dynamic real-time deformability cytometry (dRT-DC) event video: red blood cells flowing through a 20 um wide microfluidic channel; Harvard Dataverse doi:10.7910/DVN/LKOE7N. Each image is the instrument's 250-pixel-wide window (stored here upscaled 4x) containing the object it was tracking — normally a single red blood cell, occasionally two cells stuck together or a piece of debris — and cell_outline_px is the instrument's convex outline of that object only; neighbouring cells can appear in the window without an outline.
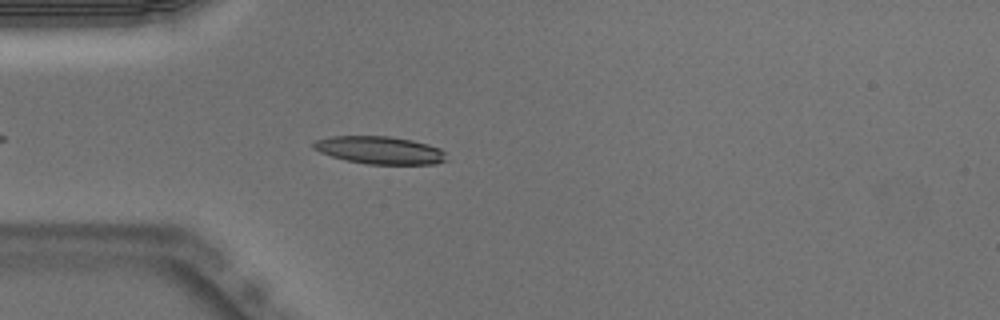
{"species": "Egyptian fruit bat (a non-hibernating species)", "species_latin": "Rousettus aegyptiacus", "temperature_condition": "warm", "stored_images_in_passage": 29, "camera_frame_rate_fps": 3000, "um_per_image_px": 0.085, "animal": {"sex": "male"}, "frame": {"image": 1, "passage_image": 5, "time_ms": 1.333, "image_size_px": [1000, 320], "cell_outline_px": [[448, 160], [436, 164], [364, 164], [332, 156], [320, 152], [312, 148], [312, 144], [316, 140], [332, 136], [388, 136], [412, 140], [428, 144], [440, 148], [444, 152]], "centroid_in_image_um": [32.3, 12.76], "position_along_channel_um": 52.7, "area_um2": 21.44}}